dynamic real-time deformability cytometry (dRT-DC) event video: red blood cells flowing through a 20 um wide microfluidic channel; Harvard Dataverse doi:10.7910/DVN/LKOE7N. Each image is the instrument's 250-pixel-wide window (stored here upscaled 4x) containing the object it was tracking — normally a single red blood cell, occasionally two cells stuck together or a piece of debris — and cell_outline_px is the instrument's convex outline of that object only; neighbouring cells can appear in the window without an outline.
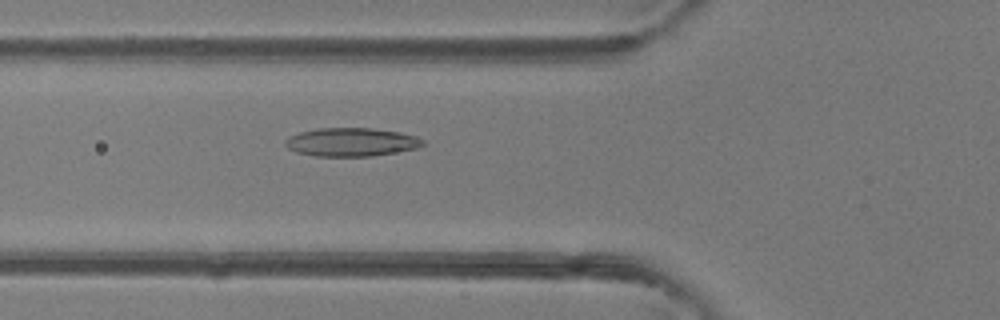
{"species": "common noctule bat (a hibernating species)", "species_latin": "Nyctalus noctula", "temperature_condition": "room temperature", "stored_images_in_passage": 43, "camera_frame_rate_fps": 3000, "um_per_image_px": 0.085, "animal": {"sex": "female"}, "frame": {"image": 1, "passage_image": 13, "time_ms": 4.0, "image_size_px": [1000, 320], "cell_outline_px": [[424, 144], [416, 148], [372, 156], [316, 156], [296, 152], [288, 148], [284, 144], [284, 140], [288, 136], [300, 132], [316, 128], [372, 128], [400, 132], [416, 136], [424, 140]], "centroid_in_image_um": [29.83, 12.07], "position_along_channel_um": 96.0, "area_um2": 22.83}}
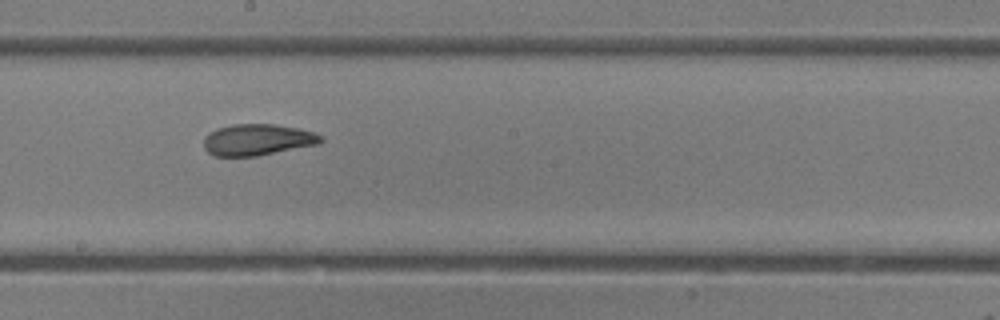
{"frame": {"image": 2, "passage_image": 22, "time_ms": 7.0, "image_size_px": [1000, 320], "cell_outline_px": [[324, 140], [320, 144], [256, 156], [212, 156], [204, 148], [204, 136], [208, 132], [216, 128], [232, 124], [276, 124], [300, 128], [312, 132], [320, 136]], "centroid_in_image_um": [21.86, 11.87], "position_along_channel_um": 226.3, "area_um2": 21.62}}
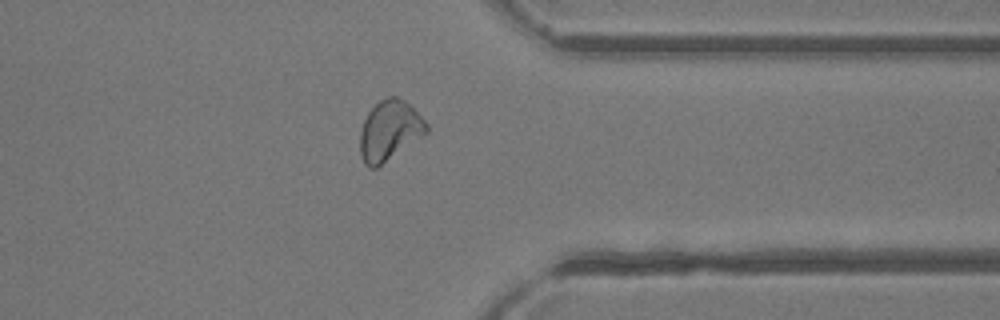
{"frame": {"image": 3, "passage_image": 33, "time_ms": 10.667, "image_size_px": [1000, 320], "cell_outline_px": [[428, 132], [376, 168], [368, 168], [364, 164], [360, 156], [360, 132], [364, 120], [368, 112], [380, 100], [388, 96], [396, 96], [404, 100], [428, 124]], "centroid_in_image_um": [33.08, 11.11], "position_along_channel_um": 378.3, "area_um2": 23.0}, "authors_computed_cell_mechanics": {"area_um2": 22.6576, "velocity_mm_per_s": 4.3321, "shape_relaxation_time_tau1_ms": 5.346, "shape_relaxation_time_tau2_ms": 1.7038, "deformation_change_tau1": 0.1474, "deformation_change_tau2": 0.0793}}